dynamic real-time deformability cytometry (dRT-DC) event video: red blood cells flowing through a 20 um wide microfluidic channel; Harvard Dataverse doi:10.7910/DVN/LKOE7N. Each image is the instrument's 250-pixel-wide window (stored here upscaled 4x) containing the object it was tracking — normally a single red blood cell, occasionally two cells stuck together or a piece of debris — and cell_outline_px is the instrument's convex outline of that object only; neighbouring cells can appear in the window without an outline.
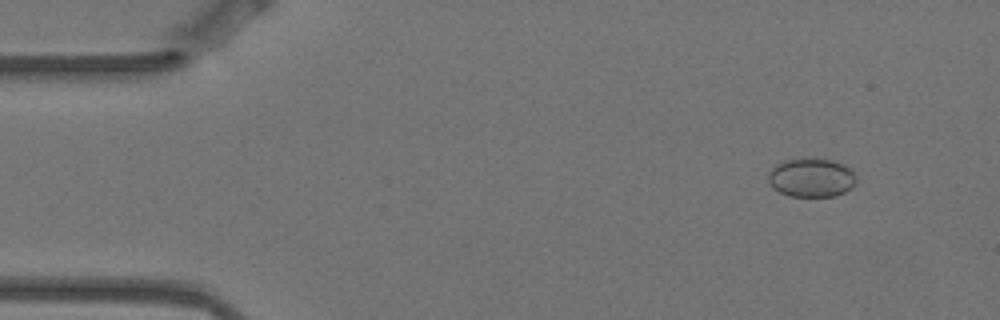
{"species": "Egyptian fruit bat (a non-hibernating species)", "species_latin": "Rousettus aegyptiacus", "temperature_condition": "warm", "stored_images_in_passage": 5, "camera_frame_rate_fps": 3000, "um_per_image_px": 0.085, "animal": {"sex": "female"}, "frame": {"image": 1, "passage_image": 2, "time_ms": 0.333, "image_size_px": [1000, 320], "cell_outline_px": [[856, 180], [852, 188], [836, 196], [788, 196], [772, 188], [768, 180], [768, 172], [776, 164], [784, 160], [832, 160], [848, 168], [856, 176]], "centroid_in_image_um": [68.93, 15.14], "position_along_channel_um": 16.1, "area_um2": 19.54}}